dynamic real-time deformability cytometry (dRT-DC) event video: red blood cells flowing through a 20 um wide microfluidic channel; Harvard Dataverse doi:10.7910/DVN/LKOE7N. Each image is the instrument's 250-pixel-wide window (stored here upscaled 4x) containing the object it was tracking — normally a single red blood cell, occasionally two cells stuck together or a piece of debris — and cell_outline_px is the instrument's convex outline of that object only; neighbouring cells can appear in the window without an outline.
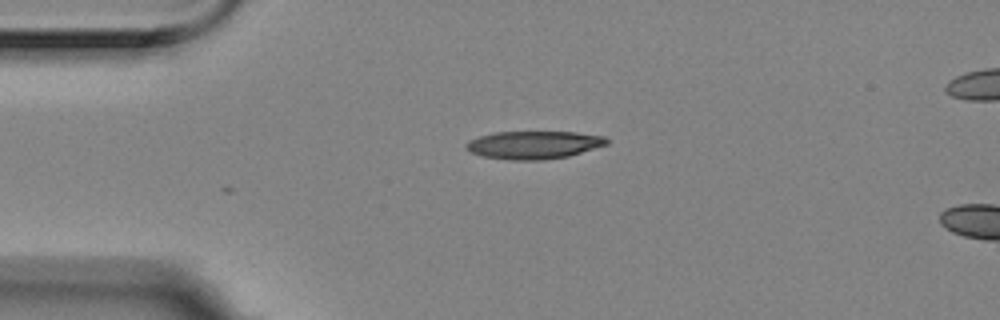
{"species": "Egyptian fruit bat (a non-hibernating species)", "species_latin": "Rousettus aegyptiacus", "temperature_condition": "room temperature", "stored_images_in_passage": 2, "camera_frame_rate_fps": 3000, "um_per_image_px": 0.085, "animal": {"sex": "female"}, "frame": {"image": 1, "passage_image": 1, "time_ms": 0.0, "image_size_px": [1000, 320], "cell_outline_px": [[608, 144], [568, 156], [544, 160], [508, 160], [484, 156], [472, 152], [464, 148], [464, 144], [468, 140], [480, 136], [496, 132], [576, 132], [604, 136], [608, 140]], "centroid_in_image_um": [45.35, 12.31], "position_along_channel_um": 39.6, "area_um2": 22.83}}